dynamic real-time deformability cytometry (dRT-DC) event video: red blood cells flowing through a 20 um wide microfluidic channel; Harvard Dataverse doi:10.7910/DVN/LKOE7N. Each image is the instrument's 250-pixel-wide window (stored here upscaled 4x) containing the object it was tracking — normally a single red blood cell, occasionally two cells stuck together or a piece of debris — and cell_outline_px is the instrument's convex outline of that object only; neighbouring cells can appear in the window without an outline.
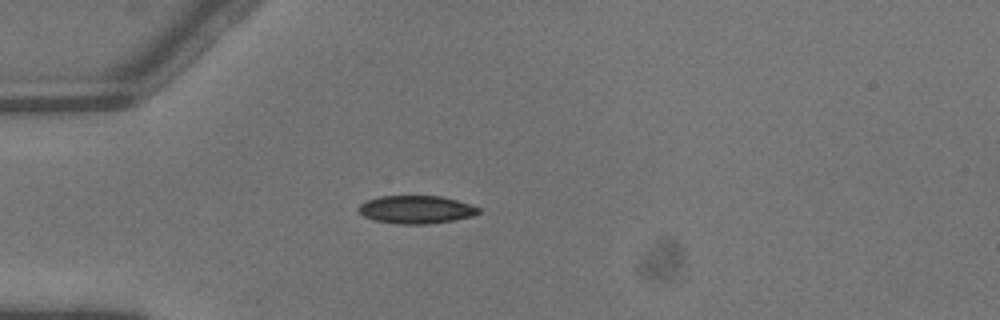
{"species": "common noctule bat (a hibernating species)", "species_latin": "Nyctalus noctula", "temperature_condition": "warm", "stored_images_in_passage": 1, "camera_frame_rate_fps": 3000, "um_per_image_px": 0.085, "animal": {"sex": "male", "body_mass_g": 13.3}, "frame": {"image": 1, "passage_image": 1, "time_ms": 0.0, "image_size_px": [1000, 320], "cell_outline_px": [[480, 212], [472, 216], [452, 220], [428, 224], [396, 224], [372, 220], [364, 216], [356, 208], [360, 204], [368, 200], [380, 196], [440, 196], [456, 200], [480, 208]], "centroid_in_image_um": [35.33, 17.82], "position_along_channel_um": 49.7, "area_um2": 19.48}}